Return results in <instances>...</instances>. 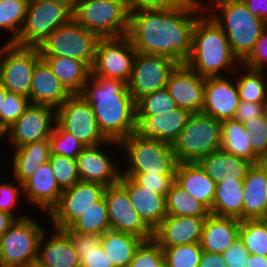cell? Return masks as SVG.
I'll return each mask as SVG.
<instances>
[{"mask_svg":"<svg viewBox=\"0 0 267 267\" xmlns=\"http://www.w3.org/2000/svg\"><path fill=\"white\" fill-rule=\"evenodd\" d=\"M50 155H63L76 159L86 147L57 122L49 138Z\"/></svg>","mask_w":267,"mask_h":267,"instance_id":"43","label":"cell"},{"mask_svg":"<svg viewBox=\"0 0 267 267\" xmlns=\"http://www.w3.org/2000/svg\"><path fill=\"white\" fill-rule=\"evenodd\" d=\"M71 94L53 74L48 64L41 59L33 70L30 101L33 105H46L57 109Z\"/></svg>","mask_w":267,"mask_h":267,"instance_id":"26","label":"cell"},{"mask_svg":"<svg viewBox=\"0 0 267 267\" xmlns=\"http://www.w3.org/2000/svg\"><path fill=\"white\" fill-rule=\"evenodd\" d=\"M12 168L13 178L20 184L27 181L40 165L49 161V140L30 142L14 148Z\"/></svg>","mask_w":267,"mask_h":267,"instance_id":"31","label":"cell"},{"mask_svg":"<svg viewBox=\"0 0 267 267\" xmlns=\"http://www.w3.org/2000/svg\"><path fill=\"white\" fill-rule=\"evenodd\" d=\"M241 68L246 73L234 77L238 88L240 101L265 104L267 99V76L266 70H252L247 67ZM266 76V77H265Z\"/></svg>","mask_w":267,"mask_h":267,"instance_id":"37","label":"cell"},{"mask_svg":"<svg viewBox=\"0 0 267 267\" xmlns=\"http://www.w3.org/2000/svg\"><path fill=\"white\" fill-rule=\"evenodd\" d=\"M177 105L166 87L140 98L136 102V115L171 113Z\"/></svg>","mask_w":267,"mask_h":267,"instance_id":"42","label":"cell"},{"mask_svg":"<svg viewBox=\"0 0 267 267\" xmlns=\"http://www.w3.org/2000/svg\"><path fill=\"white\" fill-rule=\"evenodd\" d=\"M239 239L250 254L267 256V225L262 219L241 220Z\"/></svg>","mask_w":267,"mask_h":267,"instance_id":"39","label":"cell"},{"mask_svg":"<svg viewBox=\"0 0 267 267\" xmlns=\"http://www.w3.org/2000/svg\"><path fill=\"white\" fill-rule=\"evenodd\" d=\"M167 215L207 217L210 211L174 182L166 195Z\"/></svg>","mask_w":267,"mask_h":267,"instance_id":"36","label":"cell"},{"mask_svg":"<svg viewBox=\"0 0 267 267\" xmlns=\"http://www.w3.org/2000/svg\"><path fill=\"white\" fill-rule=\"evenodd\" d=\"M76 252L89 251L101 245V235L82 234L76 231H66Z\"/></svg>","mask_w":267,"mask_h":267,"instance_id":"53","label":"cell"},{"mask_svg":"<svg viewBox=\"0 0 267 267\" xmlns=\"http://www.w3.org/2000/svg\"><path fill=\"white\" fill-rule=\"evenodd\" d=\"M249 12L267 23V0H241Z\"/></svg>","mask_w":267,"mask_h":267,"instance_id":"56","label":"cell"},{"mask_svg":"<svg viewBox=\"0 0 267 267\" xmlns=\"http://www.w3.org/2000/svg\"><path fill=\"white\" fill-rule=\"evenodd\" d=\"M6 92H7V90L0 84V113L2 111V106L4 104Z\"/></svg>","mask_w":267,"mask_h":267,"instance_id":"60","label":"cell"},{"mask_svg":"<svg viewBox=\"0 0 267 267\" xmlns=\"http://www.w3.org/2000/svg\"><path fill=\"white\" fill-rule=\"evenodd\" d=\"M205 218L167 215L153 230V239L161 247L200 243Z\"/></svg>","mask_w":267,"mask_h":267,"instance_id":"22","label":"cell"},{"mask_svg":"<svg viewBox=\"0 0 267 267\" xmlns=\"http://www.w3.org/2000/svg\"><path fill=\"white\" fill-rule=\"evenodd\" d=\"M185 64L204 78L223 77L225 69L236 73L242 63L233 54L227 37L215 20L204 11L192 30L191 53Z\"/></svg>","mask_w":267,"mask_h":267,"instance_id":"3","label":"cell"},{"mask_svg":"<svg viewBox=\"0 0 267 267\" xmlns=\"http://www.w3.org/2000/svg\"><path fill=\"white\" fill-rule=\"evenodd\" d=\"M213 1L215 5L211 11L206 4L204 9L222 28L233 54L242 63L254 49L267 23L252 15L241 0Z\"/></svg>","mask_w":267,"mask_h":267,"instance_id":"4","label":"cell"},{"mask_svg":"<svg viewBox=\"0 0 267 267\" xmlns=\"http://www.w3.org/2000/svg\"><path fill=\"white\" fill-rule=\"evenodd\" d=\"M197 163L216 184L222 182L227 175L234 176L236 179H244L247 171L253 165L250 161L222 149L210 153Z\"/></svg>","mask_w":267,"mask_h":267,"instance_id":"32","label":"cell"},{"mask_svg":"<svg viewBox=\"0 0 267 267\" xmlns=\"http://www.w3.org/2000/svg\"><path fill=\"white\" fill-rule=\"evenodd\" d=\"M240 103L238 88L230 77H208L205 83V97L202 113L224 121L234 119Z\"/></svg>","mask_w":267,"mask_h":267,"instance_id":"21","label":"cell"},{"mask_svg":"<svg viewBox=\"0 0 267 267\" xmlns=\"http://www.w3.org/2000/svg\"><path fill=\"white\" fill-rule=\"evenodd\" d=\"M119 148L127 156V167L121 173L175 175L178 162L171 144L141 139L131 133L120 142Z\"/></svg>","mask_w":267,"mask_h":267,"instance_id":"8","label":"cell"},{"mask_svg":"<svg viewBox=\"0 0 267 267\" xmlns=\"http://www.w3.org/2000/svg\"><path fill=\"white\" fill-rule=\"evenodd\" d=\"M267 26L250 55L242 62L241 66L252 70H266L267 65Z\"/></svg>","mask_w":267,"mask_h":267,"instance_id":"50","label":"cell"},{"mask_svg":"<svg viewBox=\"0 0 267 267\" xmlns=\"http://www.w3.org/2000/svg\"><path fill=\"white\" fill-rule=\"evenodd\" d=\"M265 113V104L240 101L234 114V119L242 124L262 116Z\"/></svg>","mask_w":267,"mask_h":267,"instance_id":"54","label":"cell"},{"mask_svg":"<svg viewBox=\"0 0 267 267\" xmlns=\"http://www.w3.org/2000/svg\"><path fill=\"white\" fill-rule=\"evenodd\" d=\"M206 78L186 64H178L171 72L166 88L178 108L191 113H202Z\"/></svg>","mask_w":267,"mask_h":267,"instance_id":"18","label":"cell"},{"mask_svg":"<svg viewBox=\"0 0 267 267\" xmlns=\"http://www.w3.org/2000/svg\"><path fill=\"white\" fill-rule=\"evenodd\" d=\"M30 98L7 91L0 113V130L4 133L30 107Z\"/></svg>","mask_w":267,"mask_h":267,"instance_id":"45","label":"cell"},{"mask_svg":"<svg viewBox=\"0 0 267 267\" xmlns=\"http://www.w3.org/2000/svg\"><path fill=\"white\" fill-rule=\"evenodd\" d=\"M226 267H247L250 253L239 237L223 253Z\"/></svg>","mask_w":267,"mask_h":267,"instance_id":"51","label":"cell"},{"mask_svg":"<svg viewBox=\"0 0 267 267\" xmlns=\"http://www.w3.org/2000/svg\"><path fill=\"white\" fill-rule=\"evenodd\" d=\"M52 229L50 236L47 233L50 231L45 230L41 237L35 267H80L68 233L55 227Z\"/></svg>","mask_w":267,"mask_h":267,"instance_id":"23","label":"cell"},{"mask_svg":"<svg viewBox=\"0 0 267 267\" xmlns=\"http://www.w3.org/2000/svg\"><path fill=\"white\" fill-rule=\"evenodd\" d=\"M175 182L211 212L216 182L204 172L197 162L178 163Z\"/></svg>","mask_w":267,"mask_h":267,"instance_id":"29","label":"cell"},{"mask_svg":"<svg viewBox=\"0 0 267 267\" xmlns=\"http://www.w3.org/2000/svg\"><path fill=\"white\" fill-rule=\"evenodd\" d=\"M73 19L100 38L126 36L129 11L124 0H73Z\"/></svg>","mask_w":267,"mask_h":267,"instance_id":"6","label":"cell"},{"mask_svg":"<svg viewBox=\"0 0 267 267\" xmlns=\"http://www.w3.org/2000/svg\"><path fill=\"white\" fill-rule=\"evenodd\" d=\"M49 162L62 190L70 188L80 181L76 159L63 155H50Z\"/></svg>","mask_w":267,"mask_h":267,"instance_id":"44","label":"cell"},{"mask_svg":"<svg viewBox=\"0 0 267 267\" xmlns=\"http://www.w3.org/2000/svg\"><path fill=\"white\" fill-rule=\"evenodd\" d=\"M191 114L177 107L169 114L136 115L134 134L141 139L159 140L173 145Z\"/></svg>","mask_w":267,"mask_h":267,"instance_id":"20","label":"cell"},{"mask_svg":"<svg viewBox=\"0 0 267 267\" xmlns=\"http://www.w3.org/2000/svg\"><path fill=\"white\" fill-rule=\"evenodd\" d=\"M73 0H29L16 41L22 47L39 45L57 28L73 19Z\"/></svg>","mask_w":267,"mask_h":267,"instance_id":"5","label":"cell"},{"mask_svg":"<svg viewBox=\"0 0 267 267\" xmlns=\"http://www.w3.org/2000/svg\"><path fill=\"white\" fill-rule=\"evenodd\" d=\"M161 248L167 267H199L203 252L200 243Z\"/></svg>","mask_w":267,"mask_h":267,"instance_id":"41","label":"cell"},{"mask_svg":"<svg viewBox=\"0 0 267 267\" xmlns=\"http://www.w3.org/2000/svg\"><path fill=\"white\" fill-rule=\"evenodd\" d=\"M40 60L38 47L4 43L0 47V84L7 91L30 98L33 70Z\"/></svg>","mask_w":267,"mask_h":267,"instance_id":"11","label":"cell"},{"mask_svg":"<svg viewBox=\"0 0 267 267\" xmlns=\"http://www.w3.org/2000/svg\"><path fill=\"white\" fill-rule=\"evenodd\" d=\"M243 220L267 216L266 162L253 164L243 179Z\"/></svg>","mask_w":267,"mask_h":267,"instance_id":"27","label":"cell"},{"mask_svg":"<svg viewBox=\"0 0 267 267\" xmlns=\"http://www.w3.org/2000/svg\"><path fill=\"white\" fill-rule=\"evenodd\" d=\"M266 198H267V162H266Z\"/></svg>","mask_w":267,"mask_h":267,"instance_id":"61","label":"cell"},{"mask_svg":"<svg viewBox=\"0 0 267 267\" xmlns=\"http://www.w3.org/2000/svg\"><path fill=\"white\" fill-rule=\"evenodd\" d=\"M4 138V133L0 130V140Z\"/></svg>","mask_w":267,"mask_h":267,"instance_id":"62","label":"cell"},{"mask_svg":"<svg viewBox=\"0 0 267 267\" xmlns=\"http://www.w3.org/2000/svg\"><path fill=\"white\" fill-rule=\"evenodd\" d=\"M14 183H0V211L12 215L16 220L28 217L26 215H16V205L20 204V194L23 192V185ZM22 191V192H21ZM19 197V198H18ZM15 209H14V208ZM18 216V217H17Z\"/></svg>","mask_w":267,"mask_h":267,"instance_id":"49","label":"cell"},{"mask_svg":"<svg viewBox=\"0 0 267 267\" xmlns=\"http://www.w3.org/2000/svg\"><path fill=\"white\" fill-rule=\"evenodd\" d=\"M103 197L111 230L132 233L144 240L153 239V230L139 216L129 194L119 182L107 186Z\"/></svg>","mask_w":267,"mask_h":267,"instance_id":"17","label":"cell"},{"mask_svg":"<svg viewBox=\"0 0 267 267\" xmlns=\"http://www.w3.org/2000/svg\"><path fill=\"white\" fill-rule=\"evenodd\" d=\"M79 95L92 106L99 130L107 140L120 143L134 133L136 102L126 82L91 74Z\"/></svg>","mask_w":267,"mask_h":267,"instance_id":"2","label":"cell"},{"mask_svg":"<svg viewBox=\"0 0 267 267\" xmlns=\"http://www.w3.org/2000/svg\"><path fill=\"white\" fill-rule=\"evenodd\" d=\"M100 37L74 19L54 30L38 47L41 56H60L85 62L92 68Z\"/></svg>","mask_w":267,"mask_h":267,"instance_id":"10","label":"cell"},{"mask_svg":"<svg viewBox=\"0 0 267 267\" xmlns=\"http://www.w3.org/2000/svg\"><path fill=\"white\" fill-rule=\"evenodd\" d=\"M77 256L80 267H114L101 245L93 250L78 251Z\"/></svg>","mask_w":267,"mask_h":267,"instance_id":"52","label":"cell"},{"mask_svg":"<svg viewBox=\"0 0 267 267\" xmlns=\"http://www.w3.org/2000/svg\"><path fill=\"white\" fill-rule=\"evenodd\" d=\"M265 113L267 114V99L265 100Z\"/></svg>","mask_w":267,"mask_h":267,"instance_id":"63","label":"cell"},{"mask_svg":"<svg viewBox=\"0 0 267 267\" xmlns=\"http://www.w3.org/2000/svg\"><path fill=\"white\" fill-rule=\"evenodd\" d=\"M262 220L266 223L267 225V216H265L264 218H262Z\"/></svg>","mask_w":267,"mask_h":267,"instance_id":"64","label":"cell"},{"mask_svg":"<svg viewBox=\"0 0 267 267\" xmlns=\"http://www.w3.org/2000/svg\"><path fill=\"white\" fill-rule=\"evenodd\" d=\"M204 11L203 0H179L170 7L135 10L129 14L127 36L137 53L163 55L185 64L194 24Z\"/></svg>","mask_w":267,"mask_h":267,"instance_id":"1","label":"cell"},{"mask_svg":"<svg viewBox=\"0 0 267 267\" xmlns=\"http://www.w3.org/2000/svg\"><path fill=\"white\" fill-rule=\"evenodd\" d=\"M163 265V249L154 239H150L140 244L127 267H161Z\"/></svg>","mask_w":267,"mask_h":267,"instance_id":"46","label":"cell"},{"mask_svg":"<svg viewBox=\"0 0 267 267\" xmlns=\"http://www.w3.org/2000/svg\"><path fill=\"white\" fill-rule=\"evenodd\" d=\"M199 267H226V263L222 254L203 251Z\"/></svg>","mask_w":267,"mask_h":267,"instance_id":"57","label":"cell"},{"mask_svg":"<svg viewBox=\"0 0 267 267\" xmlns=\"http://www.w3.org/2000/svg\"><path fill=\"white\" fill-rule=\"evenodd\" d=\"M221 146V121L204 113H192L172 148L178 163H195Z\"/></svg>","mask_w":267,"mask_h":267,"instance_id":"7","label":"cell"},{"mask_svg":"<svg viewBox=\"0 0 267 267\" xmlns=\"http://www.w3.org/2000/svg\"><path fill=\"white\" fill-rule=\"evenodd\" d=\"M105 144L120 146L119 142L107 140L103 144L85 147L77 156L80 181L99 183L106 187L119 182L121 170L111 159L112 156L101 149Z\"/></svg>","mask_w":267,"mask_h":267,"instance_id":"19","label":"cell"},{"mask_svg":"<svg viewBox=\"0 0 267 267\" xmlns=\"http://www.w3.org/2000/svg\"><path fill=\"white\" fill-rule=\"evenodd\" d=\"M121 175L131 177L141 187H147V189L165 197L172 184L175 182V175H157L147 173H121Z\"/></svg>","mask_w":267,"mask_h":267,"instance_id":"48","label":"cell"},{"mask_svg":"<svg viewBox=\"0 0 267 267\" xmlns=\"http://www.w3.org/2000/svg\"><path fill=\"white\" fill-rule=\"evenodd\" d=\"M247 267H267V256L250 254Z\"/></svg>","mask_w":267,"mask_h":267,"instance_id":"59","label":"cell"},{"mask_svg":"<svg viewBox=\"0 0 267 267\" xmlns=\"http://www.w3.org/2000/svg\"><path fill=\"white\" fill-rule=\"evenodd\" d=\"M26 203L36 205L46 214L59 203L63 190L59 187L49 161L38 167L34 174L23 184Z\"/></svg>","mask_w":267,"mask_h":267,"instance_id":"24","label":"cell"},{"mask_svg":"<svg viewBox=\"0 0 267 267\" xmlns=\"http://www.w3.org/2000/svg\"><path fill=\"white\" fill-rule=\"evenodd\" d=\"M56 122L86 147L107 141L99 130L92 106L79 94L71 95L56 109Z\"/></svg>","mask_w":267,"mask_h":267,"instance_id":"13","label":"cell"},{"mask_svg":"<svg viewBox=\"0 0 267 267\" xmlns=\"http://www.w3.org/2000/svg\"><path fill=\"white\" fill-rule=\"evenodd\" d=\"M240 221L210 213L202 227L200 244L203 251L222 254L239 237Z\"/></svg>","mask_w":267,"mask_h":267,"instance_id":"28","label":"cell"},{"mask_svg":"<svg viewBox=\"0 0 267 267\" xmlns=\"http://www.w3.org/2000/svg\"><path fill=\"white\" fill-rule=\"evenodd\" d=\"M243 179L227 175L216 184L211 214L243 220Z\"/></svg>","mask_w":267,"mask_h":267,"instance_id":"33","label":"cell"},{"mask_svg":"<svg viewBox=\"0 0 267 267\" xmlns=\"http://www.w3.org/2000/svg\"><path fill=\"white\" fill-rule=\"evenodd\" d=\"M106 186L79 181L63 190L59 203L50 211L48 219L57 229L69 228L84 212L104 196Z\"/></svg>","mask_w":267,"mask_h":267,"instance_id":"15","label":"cell"},{"mask_svg":"<svg viewBox=\"0 0 267 267\" xmlns=\"http://www.w3.org/2000/svg\"><path fill=\"white\" fill-rule=\"evenodd\" d=\"M136 53L127 35L100 38L97 43L91 74L97 77L119 79L128 83Z\"/></svg>","mask_w":267,"mask_h":267,"instance_id":"12","label":"cell"},{"mask_svg":"<svg viewBox=\"0 0 267 267\" xmlns=\"http://www.w3.org/2000/svg\"><path fill=\"white\" fill-rule=\"evenodd\" d=\"M15 220L12 215L0 211V237L9 229Z\"/></svg>","mask_w":267,"mask_h":267,"instance_id":"58","label":"cell"},{"mask_svg":"<svg viewBox=\"0 0 267 267\" xmlns=\"http://www.w3.org/2000/svg\"><path fill=\"white\" fill-rule=\"evenodd\" d=\"M222 146L221 149L239 158L246 159L252 164L262 160L252 151L251 136L244 129L241 122L235 119L221 121Z\"/></svg>","mask_w":267,"mask_h":267,"instance_id":"35","label":"cell"},{"mask_svg":"<svg viewBox=\"0 0 267 267\" xmlns=\"http://www.w3.org/2000/svg\"><path fill=\"white\" fill-rule=\"evenodd\" d=\"M244 129L251 136L252 151L267 162V114L243 123Z\"/></svg>","mask_w":267,"mask_h":267,"instance_id":"47","label":"cell"},{"mask_svg":"<svg viewBox=\"0 0 267 267\" xmlns=\"http://www.w3.org/2000/svg\"><path fill=\"white\" fill-rule=\"evenodd\" d=\"M178 64L167 56L136 53L127 83L128 91L135 102L166 87L171 72Z\"/></svg>","mask_w":267,"mask_h":267,"instance_id":"14","label":"cell"},{"mask_svg":"<svg viewBox=\"0 0 267 267\" xmlns=\"http://www.w3.org/2000/svg\"><path fill=\"white\" fill-rule=\"evenodd\" d=\"M119 183L126 189L139 216L154 230L167 216L166 197L141 187L128 176L120 175Z\"/></svg>","mask_w":267,"mask_h":267,"instance_id":"25","label":"cell"},{"mask_svg":"<svg viewBox=\"0 0 267 267\" xmlns=\"http://www.w3.org/2000/svg\"><path fill=\"white\" fill-rule=\"evenodd\" d=\"M60 83L71 94H80L91 75V68L82 61L60 56H41Z\"/></svg>","mask_w":267,"mask_h":267,"instance_id":"30","label":"cell"},{"mask_svg":"<svg viewBox=\"0 0 267 267\" xmlns=\"http://www.w3.org/2000/svg\"><path fill=\"white\" fill-rule=\"evenodd\" d=\"M129 13L140 9L163 8L176 4L179 0H124Z\"/></svg>","mask_w":267,"mask_h":267,"instance_id":"55","label":"cell"},{"mask_svg":"<svg viewBox=\"0 0 267 267\" xmlns=\"http://www.w3.org/2000/svg\"><path fill=\"white\" fill-rule=\"evenodd\" d=\"M30 216L17 219L0 237V263L6 267H35L45 228Z\"/></svg>","mask_w":267,"mask_h":267,"instance_id":"9","label":"cell"},{"mask_svg":"<svg viewBox=\"0 0 267 267\" xmlns=\"http://www.w3.org/2000/svg\"><path fill=\"white\" fill-rule=\"evenodd\" d=\"M56 124V109L33 105L4 132L7 143L17 148L30 142L49 140Z\"/></svg>","mask_w":267,"mask_h":267,"instance_id":"16","label":"cell"},{"mask_svg":"<svg viewBox=\"0 0 267 267\" xmlns=\"http://www.w3.org/2000/svg\"><path fill=\"white\" fill-rule=\"evenodd\" d=\"M110 230L107 205L104 197L92 205L65 231L102 235Z\"/></svg>","mask_w":267,"mask_h":267,"instance_id":"38","label":"cell"},{"mask_svg":"<svg viewBox=\"0 0 267 267\" xmlns=\"http://www.w3.org/2000/svg\"><path fill=\"white\" fill-rule=\"evenodd\" d=\"M143 241L132 233L111 229L101 235V246L114 267H127Z\"/></svg>","mask_w":267,"mask_h":267,"instance_id":"34","label":"cell"},{"mask_svg":"<svg viewBox=\"0 0 267 267\" xmlns=\"http://www.w3.org/2000/svg\"><path fill=\"white\" fill-rule=\"evenodd\" d=\"M29 0H0V29L12 32L9 41L14 43L26 17Z\"/></svg>","mask_w":267,"mask_h":267,"instance_id":"40","label":"cell"}]
</instances>
